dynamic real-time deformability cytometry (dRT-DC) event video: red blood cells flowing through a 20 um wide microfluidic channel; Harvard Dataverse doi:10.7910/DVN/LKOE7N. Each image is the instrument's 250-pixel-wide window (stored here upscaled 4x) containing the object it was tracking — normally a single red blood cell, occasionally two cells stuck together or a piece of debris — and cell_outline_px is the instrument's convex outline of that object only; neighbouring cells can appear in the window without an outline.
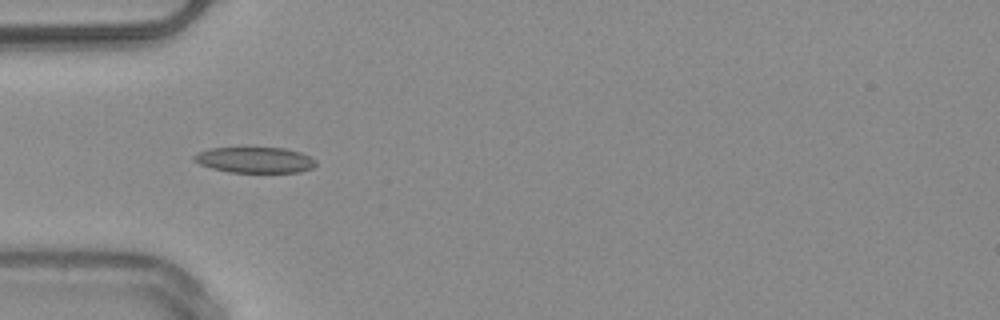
{"species": "common noctule bat (a hibernating species)", "species_latin": "Nyctalus noctula", "temperature_condition": "warm", "stored_images_in_passage": 22, "camera_frame_rate_fps": 3000, "um_per_image_px": 0.085, "animal": {"sex": "male", "body_mass_g": 20.4}, "frame": {"image": 1, "passage_image": 4, "time_ms": 1.0, "image_size_px": [1000, 320], "cell_outline_px": [[316, 164], [312, 168], [300, 172], [228, 172], [212, 168], [200, 164], [192, 160], [192, 156], [196, 152], [208, 148], [284, 148], [300, 152], [316, 160]], "centroid_in_image_um": [21.62, 13.59], "position_along_channel_um": 63.4, "area_um2": 18.32}}
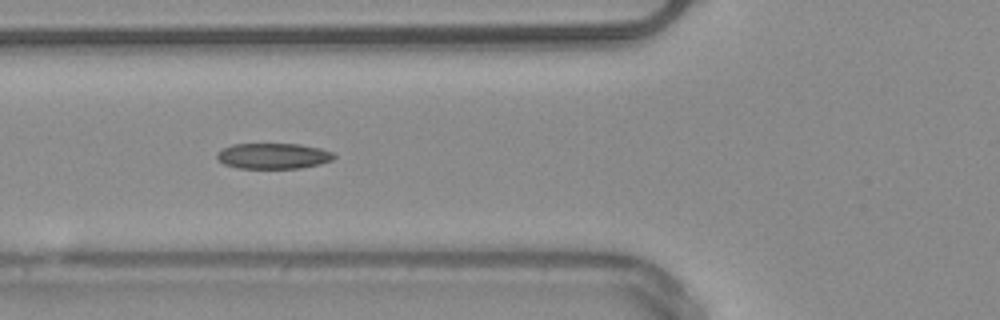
{"frame": {"image": 2, "passage_image": 7, "time_ms": 2.0, "image_size_px": [1000, 320], "cell_outline_px": [[336, 156], [332, 160], [320, 164], [300, 168], [240, 168], [224, 164], [216, 156], [216, 152], [232, 144], [300, 144], [320, 148], [332, 152]], "centroid_in_image_um": [23.24, 13.25], "position_along_channel_um": 102.6, "area_um2": 17.46}}